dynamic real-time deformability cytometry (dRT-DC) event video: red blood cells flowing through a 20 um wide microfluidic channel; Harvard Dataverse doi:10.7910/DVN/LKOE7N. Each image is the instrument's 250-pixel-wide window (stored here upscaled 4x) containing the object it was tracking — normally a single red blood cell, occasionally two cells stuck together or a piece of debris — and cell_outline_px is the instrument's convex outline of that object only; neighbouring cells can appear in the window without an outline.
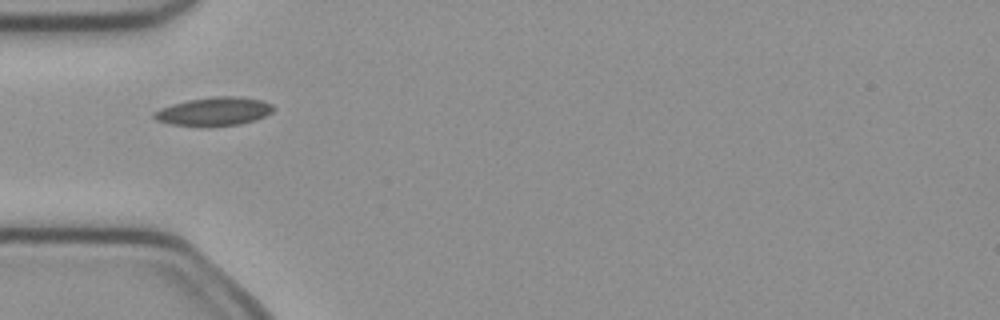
{"species": "common noctule bat (a hibernating species)", "species_latin": "Nyctalus noctula", "temperature_condition": "cold", "stored_images_in_passage": 3, "camera_frame_rate_fps": 3000, "um_per_image_px": 0.085, "animal": {"sex": "female", "body_mass_g": 21.9}, "frame": {"image": 1, "passage_image": 2, "time_ms": 0.333, "image_size_px": [1000, 320], "cell_outline_px": [[276, 108], [272, 112], [256, 120], [240, 124], [168, 124], [156, 120], [152, 116], [152, 112], [160, 108], [172, 104], [188, 100], [216, 96], [240, 96], [260, 100], [272, 104]], "centroid_in_image_um": [18.2, 9.43], "position_along_channel_um": 66.8, "area_um2": 19.31}}